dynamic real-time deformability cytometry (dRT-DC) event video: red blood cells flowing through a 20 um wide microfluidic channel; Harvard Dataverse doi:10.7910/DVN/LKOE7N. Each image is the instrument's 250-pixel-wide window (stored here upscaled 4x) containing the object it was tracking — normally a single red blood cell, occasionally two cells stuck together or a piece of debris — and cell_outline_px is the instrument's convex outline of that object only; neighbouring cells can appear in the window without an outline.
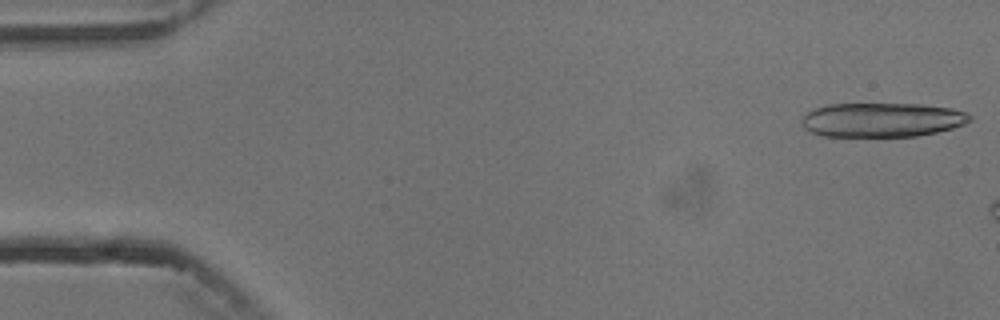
{"species": "common noctule bat (a hibernating species)", "species_latin": "Nyctalus noctula", "temperature_condition": "cold", "stored_images_in_passage": 4, "camera_frame_rate_fps": 3000, "um_per_image_px": 0.085, "animal": {"sex": "male", "body_mass_g": 13.3}, "frame": {"image": 1, "passage_image": 1, "time_ms": 0.0, "image_size_px": [1000, 320], "cell_outline_px": [[972, 120], [964, 124], [952, 128], [936, 132], [916, 136], [820, 136], [804, 128], [800, 120], [808, 112], [816, 108], [828, 104], [920, 104], [952, 108], [968, 112], [972, 116]], "centroid_in_image_um": [74.99, 10.18], "position_along_channel_um": 10.0, "area_um2": 33.64}}